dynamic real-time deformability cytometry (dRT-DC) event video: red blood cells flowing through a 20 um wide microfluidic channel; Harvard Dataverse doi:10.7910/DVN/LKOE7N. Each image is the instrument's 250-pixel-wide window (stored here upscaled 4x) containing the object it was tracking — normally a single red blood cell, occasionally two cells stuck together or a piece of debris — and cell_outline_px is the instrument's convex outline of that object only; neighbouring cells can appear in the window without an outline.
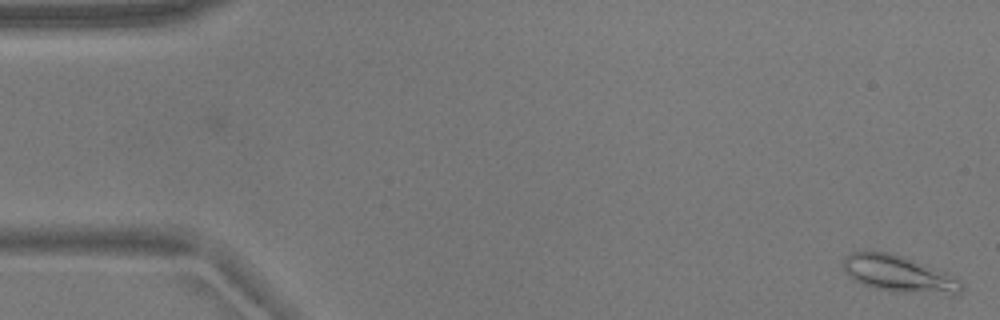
{"species": "common noctule bat (a hibernating species)", "species_latin": "Nyctalus noctula", "temperature_condition": "warm", "stored_images_in_passage": 54, "camera_frame_rate_fps": 3000, "um_per_image_px": 0.085, "animal": {"sex": "male", "body_mass_g": 17.9}, "frame": {"image": 1, "passage_image": 1, "time_ms": 0.0, "image_size_px": [1000, 320], "cell_outline_px": [[964, 288], [956, 296], [948, 296], [892, 292], [872, 288], [856, 280], [840, 264], [852, 252], [892, 252], [904, 256], [924, 264], [960, 280], [964, 284]], "centroid_in_image_um": [76.49, 23.33], "position_along_channel_um": 8.5, "area_um2": 25.43}}
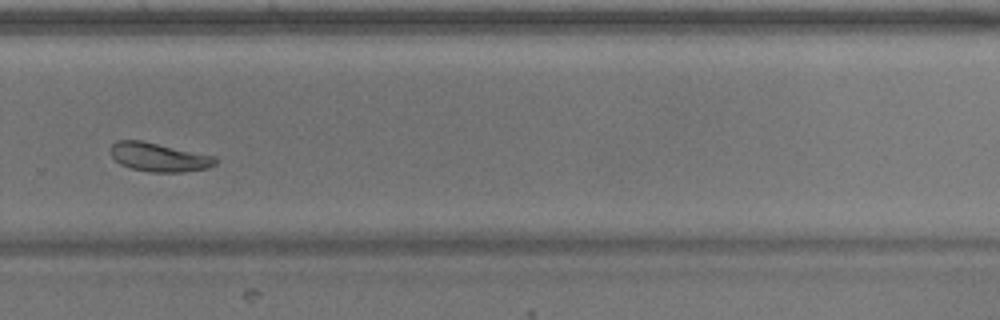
{"frame": {"image": 2, "passage_image": 37, "time_ms": 12.0, "image_size_px": [1000, 320], "cell_outline_px": [[216, 164], [208, 168], [184, 172], [148, 172], [132, 168], [120, 164], [108, 152], [108, 148], [116, 140], [140, 140], [216, 156]], "centroid_in_image_um": [13.48, 13.36], "position_along_channel_um": 316.3, "area_um2": 17.69}}
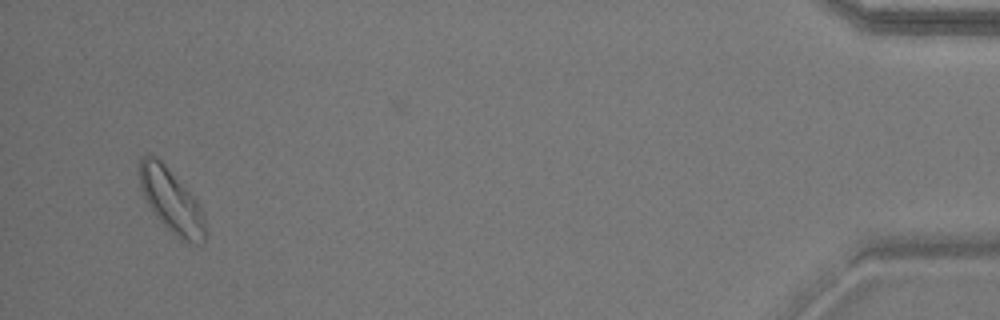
{"frame": {"image": 3, "passage_image": 52, "time_ms": 17.0, "image_size_px": [1000, 320], "cell_outline_px": [[204, 244], [188, 244], [172, 232], [152, 212], [140, 188], [140, 156], [156, 156], [164, 164], [196, 200], [200, 208], [204, 220]], "centroid_in_image_um": [14.55, 17.09], "position_along_channel_um": 420.7, "area_um2": 23.7}, "authors_computed_cell_mechanics": {"area_um2": 18.9295, "velocity_mm_per_s": 3.681, "shape_relaxation_time_tau1_ms": 3.0517, "shape_relaxation_time_tau2_ms": 8.5601, "deformation_change_tau1": 0.1081, "deformation_change_tau2": 0.0875}}